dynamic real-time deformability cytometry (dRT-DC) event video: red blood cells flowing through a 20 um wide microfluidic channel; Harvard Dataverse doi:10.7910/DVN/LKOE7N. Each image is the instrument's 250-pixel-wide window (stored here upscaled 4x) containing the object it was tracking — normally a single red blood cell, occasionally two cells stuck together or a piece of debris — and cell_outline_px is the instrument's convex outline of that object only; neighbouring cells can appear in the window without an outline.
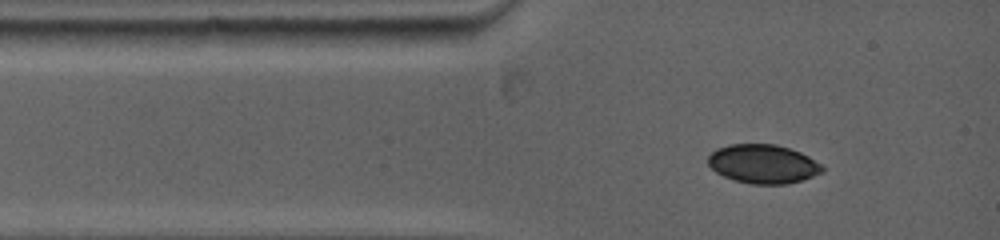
{"species": "common noctule bat (a hibernating species)", "species_latin": "Nyctalus noctula", "temperature_condition": "warm", "stored_images_in_passage": 2, "camera_frame_rate_fps": 5000, "um_per_image_px": 0.085, "animal": {"sex": "female", "body_mass_g": 19.0, "forearm_length_mm": 53.3}, "frame": {"image": 1, "passage_image": 1, "time_ms": 0.0, "image_size_px": [1000, 240], "cell_outline_px": [[824, 172], [800, 180], [784, 184], [752, 184], [732, 180], [716, 172], [708, 164], [708, 156], [716, 148], [728, 144], [776, 144], [800, 152], [808, 156], [820, 164], [824, 168]], "centroid_in_image_um": [64.83, 13.93], "position_along_channel_um": 20.2, "area_um2": 25.84}}